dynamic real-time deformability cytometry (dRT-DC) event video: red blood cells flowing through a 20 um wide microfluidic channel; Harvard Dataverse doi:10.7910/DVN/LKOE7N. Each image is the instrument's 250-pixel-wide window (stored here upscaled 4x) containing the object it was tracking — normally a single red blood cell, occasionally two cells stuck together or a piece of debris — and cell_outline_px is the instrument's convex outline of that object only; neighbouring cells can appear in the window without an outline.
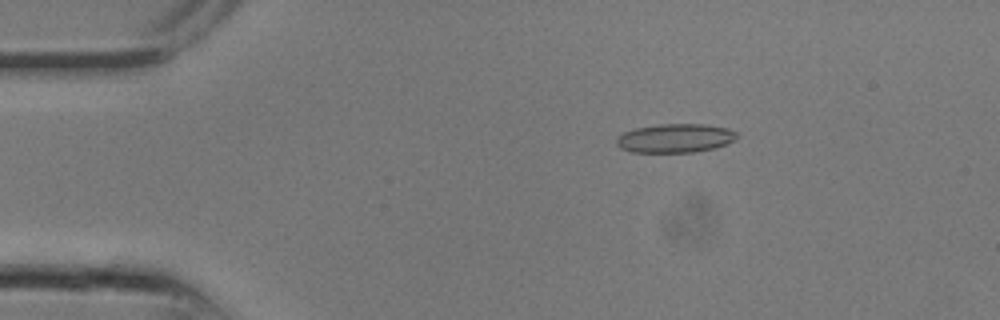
{"species": "common noctule bat (a hibernating species)", "species_latin": "Nyctalus noctula", "temperature_condition": "room temperature", "stored_images_in_passage": 16, "camera_frame_rate_fps": 3000, "um_per_image_px": 0.085, "animal": {"sex": "male", "body_mass_g": 13.3}, "frame": {"image": 1, "passage_image": 5, "time_ms": 1.333, "image_size_px": [1000, 320], "cell_outline_px": [[736, 136], [732, 140], [716, 148], [692, 152], [632, 152], [620, 148], [616, 144], [616, 136], [624, 132], [636, 128], [660, 124], [704, 124], [728, 128], [736, 132]], "centroid_in_image_um": [57.34, 11.74], "position_along_channel_um": 27.7, "area_um2": 20.11}}
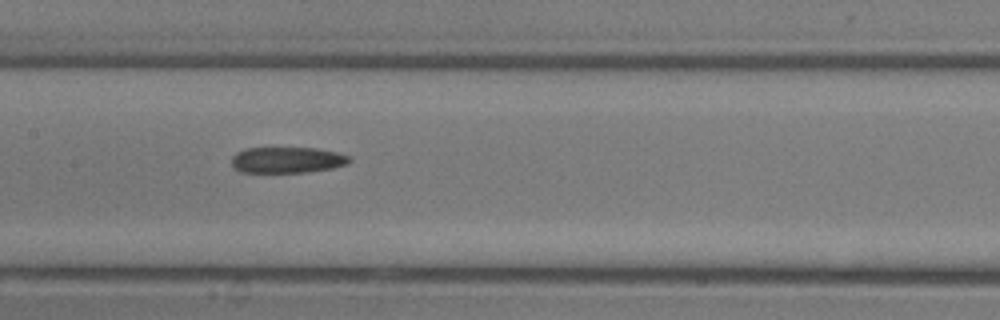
{"frame": {"image": 2, "passage_image": 13, "time_ms": 4.0, "image_size_px": [1000, 320], "cell_outline_px": [[352, 160], [348, 164], [332, 168], [308, 172], [240, 172], [232, 168], [232, 156], [236, 152], [244, 148], [316, 148], [336, 152], [352, 156]], "centroid_in_image_um": [24.41, 13.59], "position_along_channel_um": 183.0, "area_um2": 18.09}}
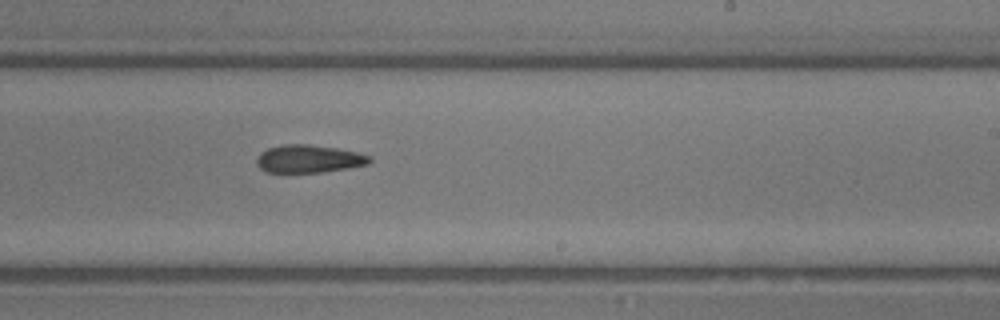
{"frame": {"image": 3, "passage_image": 16, "time_ms": 5.0, "image_size_px": [1000, 320], "cell_outline_px": [[372, 160], [368, 164], [348, 168], [320, 172], [264, 172], [256, 164], [256, 160], [260, 152], [268, 148], [284, 144], [308, 144], [336, 148], [356, 152], [372, 156]], "centroid_in_image_um": [26.23, 13.5], "position_along_channel_um": 262.8, "area_um2": 18.32}}